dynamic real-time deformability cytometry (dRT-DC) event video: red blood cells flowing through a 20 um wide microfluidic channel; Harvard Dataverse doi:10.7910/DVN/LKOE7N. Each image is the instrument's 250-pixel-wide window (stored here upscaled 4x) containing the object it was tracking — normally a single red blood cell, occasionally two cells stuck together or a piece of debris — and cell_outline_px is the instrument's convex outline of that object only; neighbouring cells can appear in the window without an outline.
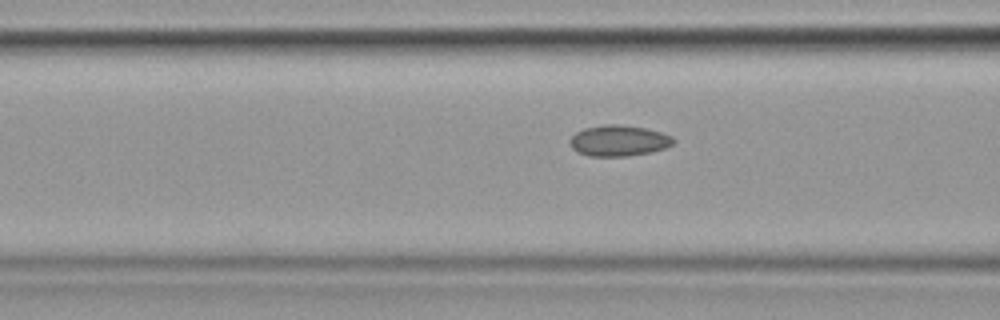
{"species": "common noctule bat (a hibernating species)", "species_latin": "Nyctalus noctula", "temperature_condition": "cold", "stored_images_in_passage": 7, "camera_frame_rate_fps": 3000, "um_per_image_px": 0.085, "animal": {"sex": "female", "body_mass_g": 19.9}, "frame": {"image": 1, "passage_image": 4, "time_ms": 1.0, "image_size_px": [1000, 320], "cell_outline_px": [[676, 140], [672, 144], [664, 148], [652, 152], [624, 156], [588, 156], [572, 148], [568, 140], [576, 132], [584, 128], [604, 124], [616, 124], [644, 128], [660, 132], [672, 136]], "centroid_in_image_um": [52.58, 11.95], "position_along_channel_um": 114.0, "area_um2": 18.55}}